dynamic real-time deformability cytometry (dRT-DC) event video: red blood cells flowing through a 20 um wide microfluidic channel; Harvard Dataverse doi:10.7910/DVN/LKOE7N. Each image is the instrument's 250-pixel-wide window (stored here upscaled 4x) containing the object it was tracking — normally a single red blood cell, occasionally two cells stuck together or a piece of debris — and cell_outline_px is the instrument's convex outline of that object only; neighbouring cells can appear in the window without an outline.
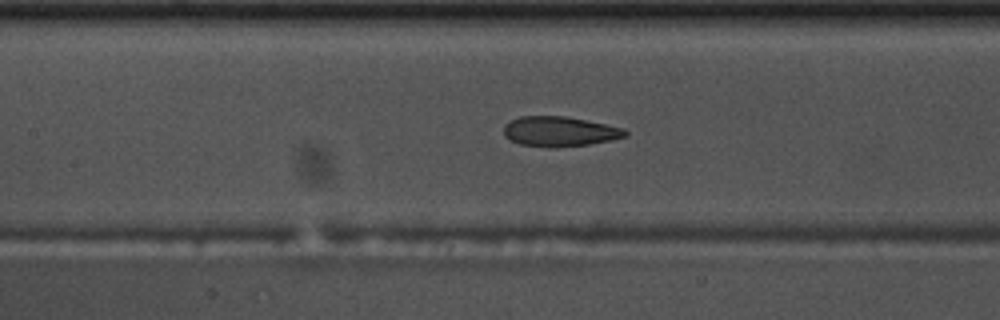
{"species": "common noctule bat (a hibernating species)", "species_latin": "Nyctalus noctula", "temperature_condition": "warm", "stored_images_in_passage": 55, "camera_frame_rate_fps": 3000, "um_per_image_px": 0.085, "animal": {"sex": "male", "body_mass_g": 17.5, "forearm_length_mm": 52.3}, "frame": {"image": 1, "passage_image": 25, "time_ms": 8.0, "image_size_px": [1000, 320], "cell_outline_px": [[628, 136], [612, 140], [588, 144], [556, 148], [548, 148], [520, 144], [504, 136], [504, 124], [520, 116], [564, 116], [624, 128], [628, 132]], "centroid_in_image_um": [47.57, 11.19], "position_along_channel_um": 159.8, "area_um2": 21.21}}
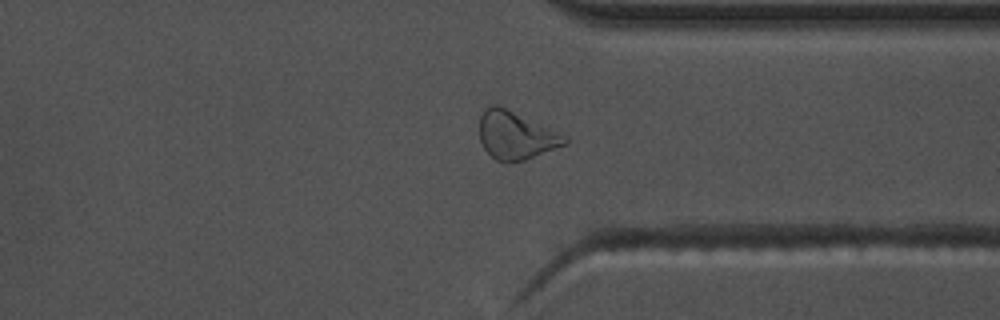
{"frame": {"image": 2, "passage_image": 42, "time_ms": 13.667, "image_size_px": [1000, 320], "cell_outline_px": [[568, 144], [524, 160], [496, 160], [484, 148], [480, 140], [480, 116], [484, 108], [488, 104], [496, 104], [568, 136]], "centroid_in_image_um": [43.85, 11.48], "position_along_channel_um": 367.6, "area_um2": 23.47}}
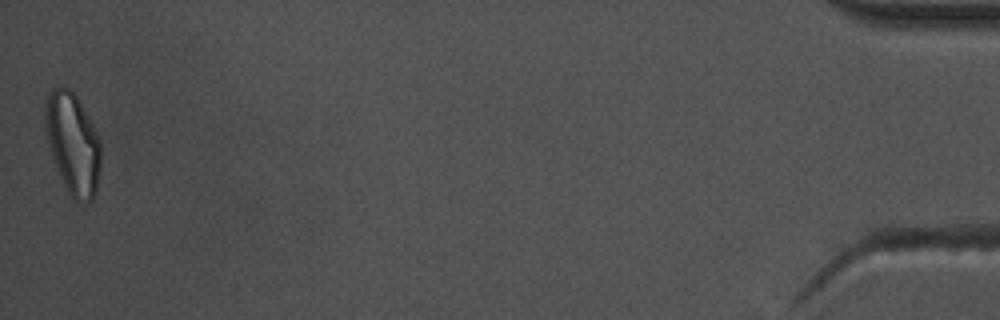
{"frame": {"image": 3, "passage_image": 55, "time_ms": 18.0, "image_size_px": [1000, 320], "cell_outline_px": [[100, 168], [96, 192], [92, 200], [88, 204], [76, 204], [72, 200], [64, 184], [52, 156], [44, 128], [44, 116], [48, 92], [52, 88], [68, 88], [76, 96], [92, 124], [100, 140]], "centroid_in_image_um": [6.19, 12.27], "position_along_channel_um": 429.0, "area_um2": 32.83}, "authors_computed_cell_mechanics": {"area_um2": 23.3512, "velocity_mm_per_s": 3.6914, "shape_relaxation_time_tau1_ms": 10.9767, "shape_relaxation_time_tau2_ms": 2.8749, "deformation_change_tau1": 0.2554, "deformation_change_tau2": 0.0978}}